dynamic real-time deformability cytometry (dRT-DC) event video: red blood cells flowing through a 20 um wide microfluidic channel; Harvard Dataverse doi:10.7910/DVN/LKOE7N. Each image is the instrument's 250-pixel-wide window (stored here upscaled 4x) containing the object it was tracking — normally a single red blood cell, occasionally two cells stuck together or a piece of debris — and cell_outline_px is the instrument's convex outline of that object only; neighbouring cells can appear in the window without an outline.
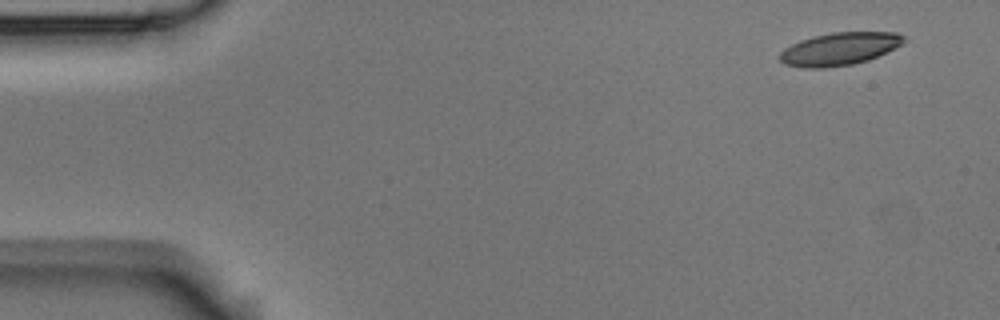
{"species": "Egyptian fruit bat (a non-hibernating species)", "species_latin": "Rousettus aegyptiacus", "temperature_condition": "room temperature", "stored_images_in_passage": 8, "camera_frame_rate_fps": 3000, "um_per_image_px": 0.085, "animal": {"sex": "male"}, "frame": {"image": 1, "passage_image": 1, "time_ms": 0.0, "image_size_px": [1000, 320], "cell_outline_px": [[908, 40], [896, 48], [868, 60], [852, 64], [824, 68], [804, 68], [784, 64], [780, 60], [780, 52], [784, 48], [800, 40], [812, 36], [832, 32], [896, 32], [908, 36]], "centroid_in_image_um": [71.4, 4.14], "position_along_channel_um": 13.6, "area_um2": 23.93}}
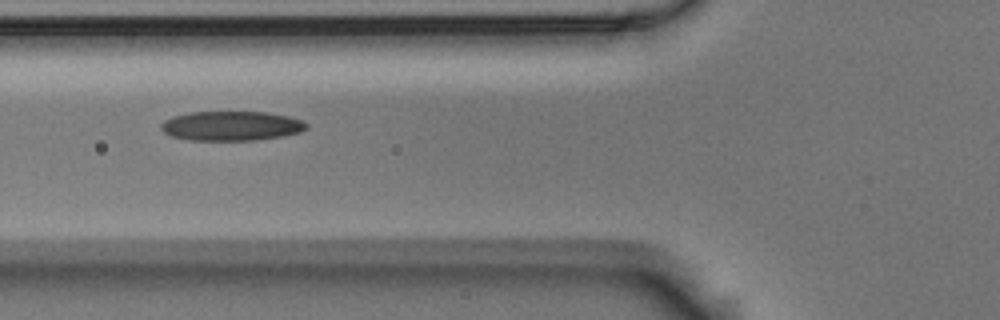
{"frame": {"image": 2, "passage_image": 6, "time_ms": 1.667, "image_size_px": [1000, 320], "cell_outline_px": [[308, 128], [300, 132], [280, 136], [256, 140], [192, 140], [172, 136], [164, 132], [160, 128], [160, 124], [164, 120], [172, 116], [192, 112], [268, 112], [288, 116], [304, 120], [308, 124]], "centroid_in_image_um": [19.68, 10.69], "position_along_channel_um": 106.1, "area_um2": 25.03}}
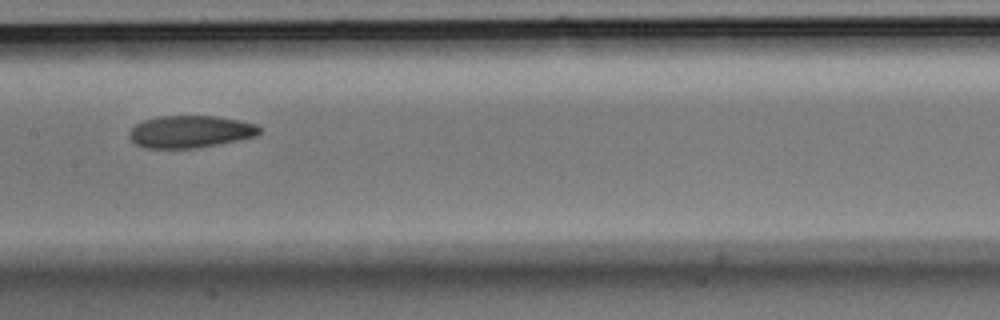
{"frame": {"image": 3, "passage_image": 8, "time_ms": 2.333, "image_size_px": [1000, 320], "cell_outline_px": [[260, 132], [256, 136], [240, 140], [196, 148], [144, 148], [136, 144], [128, 136], [128, 132], [136, 124], [144, 120], [160, 116], [216, 116], [240, 120], [256, 124], [260, 128]], "centroid_in_image_um": [16.18, 11.19], "position_along_channel_um": 191.2, "area_um2": 24.51}}